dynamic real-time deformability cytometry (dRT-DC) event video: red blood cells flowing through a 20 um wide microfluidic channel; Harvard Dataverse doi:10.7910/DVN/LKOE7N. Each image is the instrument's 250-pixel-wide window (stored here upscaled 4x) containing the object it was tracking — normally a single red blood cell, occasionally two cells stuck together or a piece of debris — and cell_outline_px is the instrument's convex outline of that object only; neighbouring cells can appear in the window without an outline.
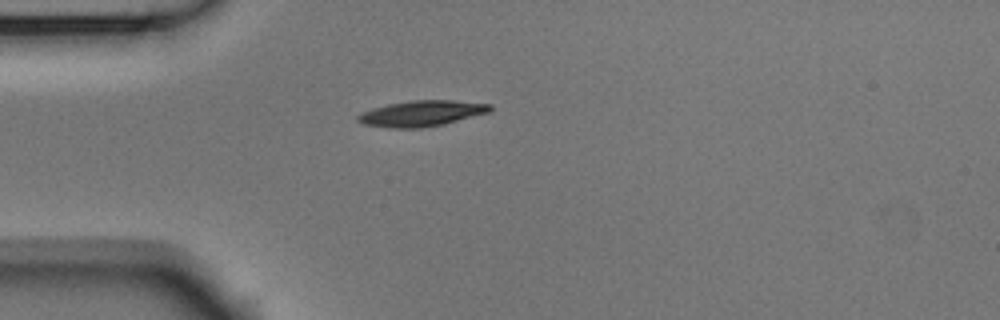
{"species": "Egyptian fruit bat (a non-hibernating species)", "species_latin": "Rousettus aegyptiacus", "temperature_condition": "room temperature", "stored_images_in_passage": 41, "camera_frame_rate_fps": 3000, "um_per_image_px": 0.085, "animal": {"sex": "male"}, "frame": {"image": 1, "passage_image": 1, "time_ms": 0.0, "image_size_px": [1000, 320], "cell_outline_px": [[492, 108], [488, 112], [444, 124], [420, 128], [392, 128], [364, 124], [356, 120], [356, 116], [372, 108], [388, 104], [412, 100], [452, 100], [492, 104]], "centroid_in_image_um": [35.83, 9.64], "position_along_channel_um": 49.2, "area_um2": 19.71}}
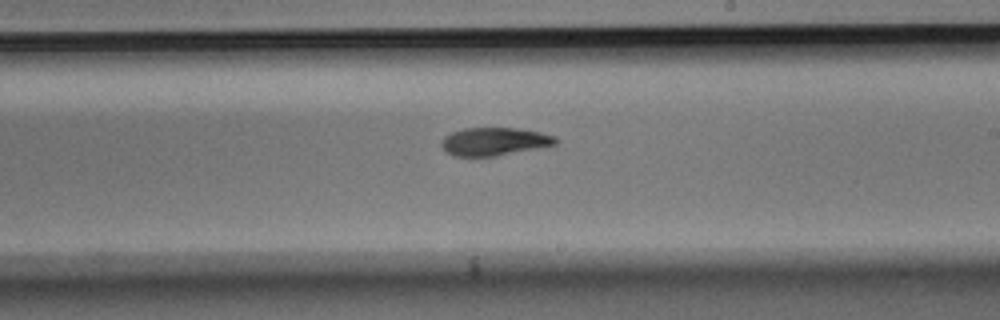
{"frame": {"image": 2, "passage_image": 18, "time_ms": 5.667, "image_size_px": [1000, 320], "cell_outline_px": [[560, 140], [556, 144], [496, 156], [452, 156], [444, 152], [440, 144], [444, 136], [452, 132], [464, 128], [516, 128], [540, 132], [556, 136]], "centroid_in_image_um": [41.99, 12.03], "position_along_channel_um": 247.0, "area_um2": 18.73}}
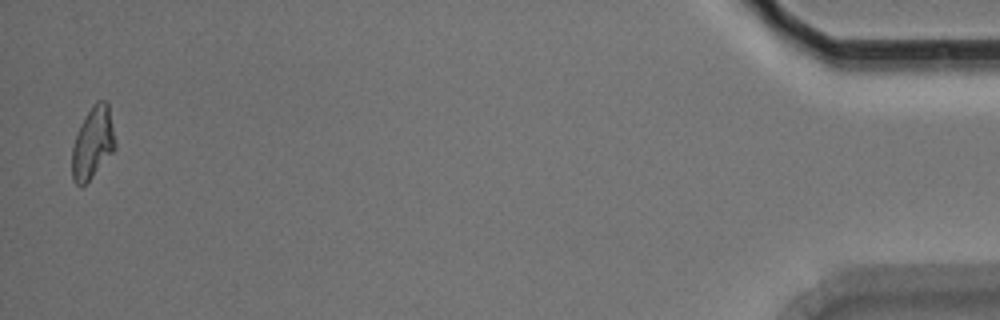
{"frame": {"image": 3, "passage_image": 40, "time_ms": 13.0, "image_size_px": [1000, 320], "cell_outline_px": [[116, 148], [92, 176], [84, 184], [76, 184], [72, 180], [72, 148], [76, 132], [80, 124], [96, 100], [104, 100], [108, 104], [116, 144]], "centroid_in_image_um": [7.87, 12.12], "position_along_channel_um": 427.3, "area_um2": 17.8}, "authors_computed_cell_mechanics": {"area_um2": 19.1318, "velocity_mm_per_s": 3.6831, "shape_relaxation_time_tau1_ms": 4.2681, "shape_relaxation_time_tau2_ms": 6.1676, "deformation_change_tau1": 0.1494, "deformation_change_tau2": 0.1242}}